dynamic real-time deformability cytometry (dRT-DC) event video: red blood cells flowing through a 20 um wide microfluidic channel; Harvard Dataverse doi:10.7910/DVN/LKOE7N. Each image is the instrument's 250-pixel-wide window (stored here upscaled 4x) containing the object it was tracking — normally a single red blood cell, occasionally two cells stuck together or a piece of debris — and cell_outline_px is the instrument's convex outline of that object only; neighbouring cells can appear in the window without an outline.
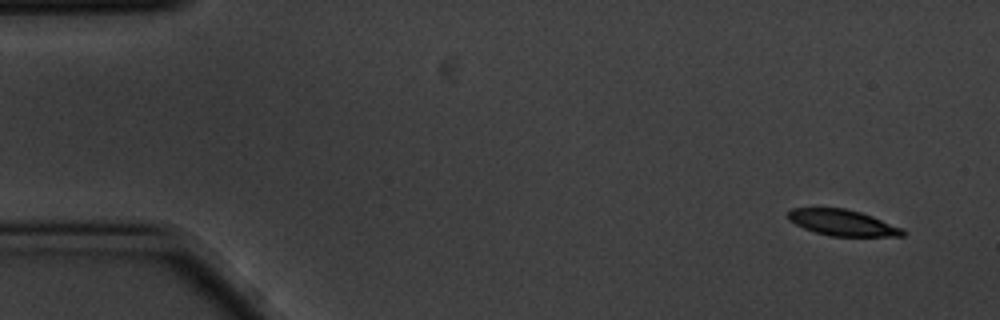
{"species": "common noctule bat (a hibernating species)", "species_latin": "Nyctalus noctula", "temperature_condition": "cold", "stored_images_in_passage": 8, "camera_frame_rate_fps": 3000, "um_per_image_px": 0.085, "animal": {"sex": "male", "body_mass_g": 20.1, "forearm_length_mm": 53.5}, "frame": {"image": 1, "passage_image": 1, "time_ms": 0.0, "image_size_px": [1000, 320], "cell_outline_px": [[908, 232], [904, 236], [832, 236], [816, 232], [804, 228], [788, 220], [788, 212], [792, 208], [844, 208], [860, 212], [872, 216], [904, 228]], "centroid_in_image_um": [71.66, 18.93], "position_along_channel_um": 13.3, "area_um2": 17.4}}
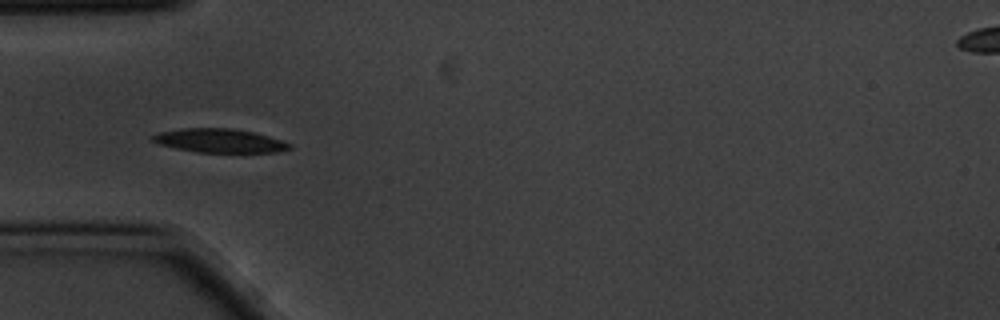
{"frame": {"image": 2, "passage_image": 5, "time_ms": 1.333, "image_size_px": [1000, 320], "cell_outline_px": [[292, 148], [276, 152], [196, 152], [156, 144], [148, 136], [160, 132], [180, 128], [232, 128], [256, 132], [292, 144]], "centroid_in_image_um": [18.62, 11.95], "position_along_channel_um": 66.4, "area_um2": 19.13}}